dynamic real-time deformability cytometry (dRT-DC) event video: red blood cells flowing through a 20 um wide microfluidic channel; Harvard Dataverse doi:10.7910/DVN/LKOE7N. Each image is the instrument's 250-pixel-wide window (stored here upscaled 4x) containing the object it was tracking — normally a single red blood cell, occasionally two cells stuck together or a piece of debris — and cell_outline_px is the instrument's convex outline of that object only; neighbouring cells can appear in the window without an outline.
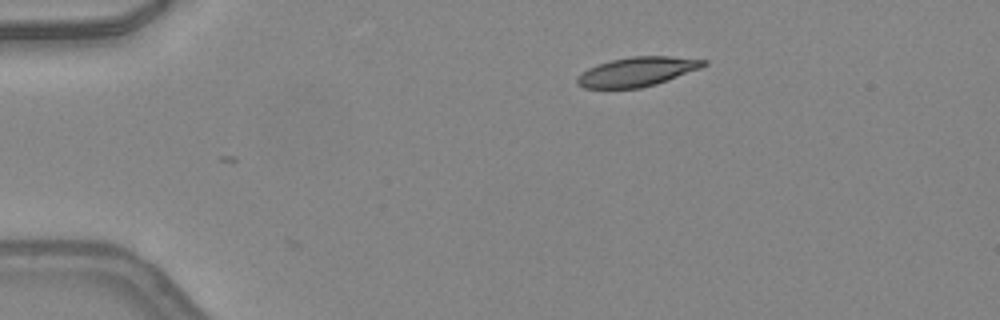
{"species": "common noctule bat (a hibernating species)", "species_latin": "Nyctalus noctula", "temperature_condition": "warm", "stored_images_in_passage": 28, "camera_frame_rate_fps": 3000, "um_per_image_px": 0.085, "animal": {"sex": "female", "body_mass_g": 24.6, "forearm_length_mm": 56.2}, "frame": {"image": 1, "passage_image": 1, "time_ms": 0.0, "image_size_px": [1000, 320], "cell_outline_px": [[708, 64], [700, 68], [656, 84], [640, 88], [584, 88], [576, 84], [576, 76], [588, 68], [612, 60], [632, 56], [668, 56], [708, 60]], "centroid_in_image_um": [54.14, 6.09], "position_along_channel_um": 30.9, "area_um2": 21.44}}
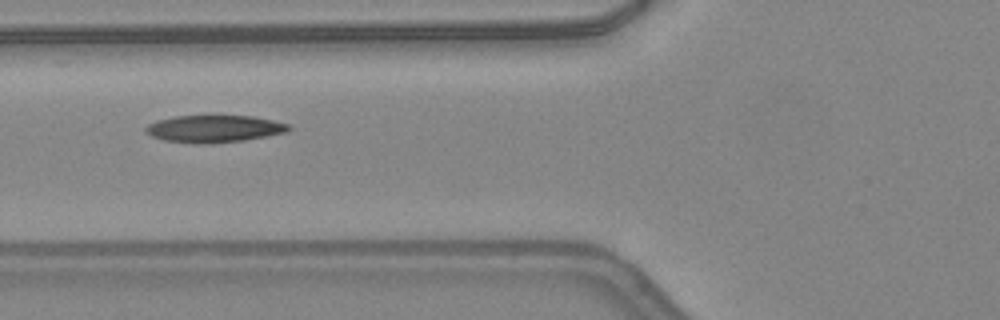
{"frame": {"image": 2, "passage_image": 11, "time_ms": 3.333, "image_size_px": [1000, 320], "cell_outline_px": [[292, 128], [288, 132], [244, 140], [208, 144], [192, 144], [164, 140], [152, 136], [144, 128], [148, 124], [156, 120], [176, 116], [212, 112], [252, 116], [272, 120], [288, 124]], "centroid_in_image_um": [18.2, 10.9], "position_along_channel_um": 107.6, "area_um2": 23.76}}
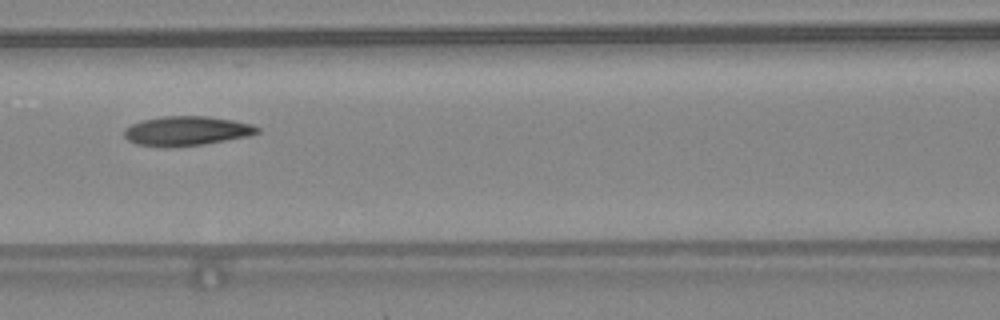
{"frame": {"image": 3, "passage_image": 14, "time_ms": 4.333, "image_size_px": [1000, 320], "cell_outline_px": [[260, 132], [248, 136], [204, 144], [136, 144], [128, 140], [124, 136], [124, 128], [140, 120], [164, 116], [208, 116], [232, 120], [252, 124], [260, 128]], "centroid_in_image_um": [15.9, 11.08], "position_along_channel_um": 150.7, "area_um2": 22.02}, "authors_computed_cell_mechanics": {"area_um2": 22.5131, "velocity_mm_per_s": 4.2764, "shape_relaxation_time_tau1_ms": null, "shape_relaxation_time_tau2_ms": 2.1956, "deformation_change_tau1": null, "deformation_change_tau2": 0.0771}}